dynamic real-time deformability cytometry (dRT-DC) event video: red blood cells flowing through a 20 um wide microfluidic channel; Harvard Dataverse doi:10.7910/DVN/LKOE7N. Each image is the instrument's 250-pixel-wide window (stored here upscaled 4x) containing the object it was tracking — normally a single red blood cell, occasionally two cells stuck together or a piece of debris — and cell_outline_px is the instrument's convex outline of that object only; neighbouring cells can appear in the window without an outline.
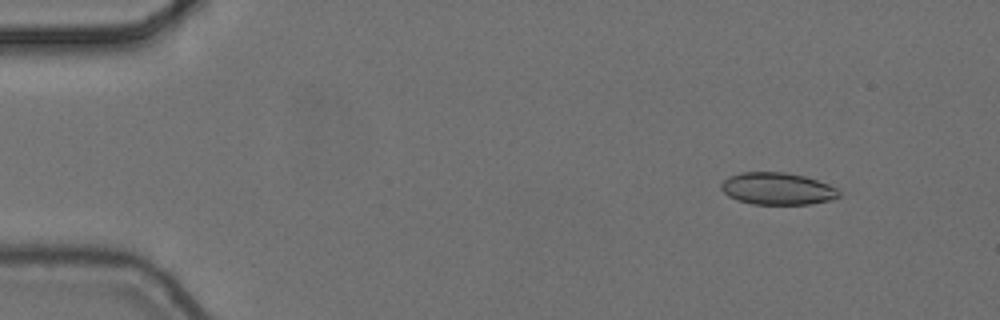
{"species": "common noctule bat (a hibernating species)", "species_latin": "Nyctalus noctula", "temperature_condition": "cold", "stored_images_in_passage": 4, "camera_frame_rate_fps": 3000, "um_per_image_px": 0.085, "animal": {"sex": "female", "body_mass_g": 24.6, "forearm_length_mm": 56.2}, "frame": {"image": 1, "passage_image": 2, "time_ms": 0.333, "image_size_px": [1000, 320], "cell_outline_px": [[840, 196], [832, 200], [812, 204], [752, 204], [736, 200], [728, 196], [720, 188], [720, 184], [728, 176], [740, 172], [784, 172], [804, 176], [828, 184], [836, 188], [840, 192]], "centroid_in_image_um": [66.06, 16.04], "position_along_channel_um": 18.9, "area_um2": 22.2}}